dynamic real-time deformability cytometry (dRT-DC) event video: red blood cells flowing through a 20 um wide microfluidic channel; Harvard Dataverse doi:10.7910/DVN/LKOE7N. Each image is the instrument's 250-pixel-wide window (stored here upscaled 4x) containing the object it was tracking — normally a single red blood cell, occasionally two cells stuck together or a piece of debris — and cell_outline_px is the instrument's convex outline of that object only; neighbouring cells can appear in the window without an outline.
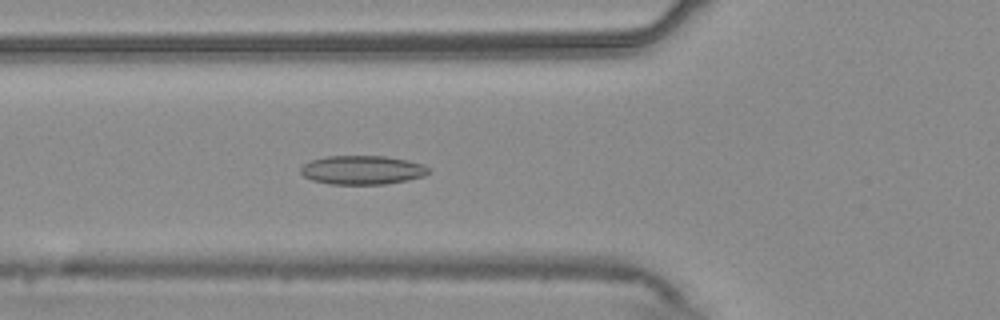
{"species": "common noctule bat (a hibernating species)", "species_latin": "Nyctalus noctula", "temperature_condition": "warm", "stored_images_in_passage": 55, "camera_frame_rate_fps": 3000, "um_per_image_px": 0.085, "animal": {"sex": "male", "body_mass_g": 20.4}, "frame": {"image": 1, "passage_image": 20, "time_ms": 6.333, "image_size_px": [1000, 320], "cell_outline_px": [[428, 172], [424, 176], [408, 180], [384, 184], [328, 184], [312, 180], [304, 176], [300, 172], [300, 168], [304, 164], [312, 160], [328, 156], [384, 156], [408, 160], [424, 164], [428, 168]], "centroid_in_image_um": [30.79, 14.45], "position_along_channel_um": 95.0, "area_um2": 21.5}}
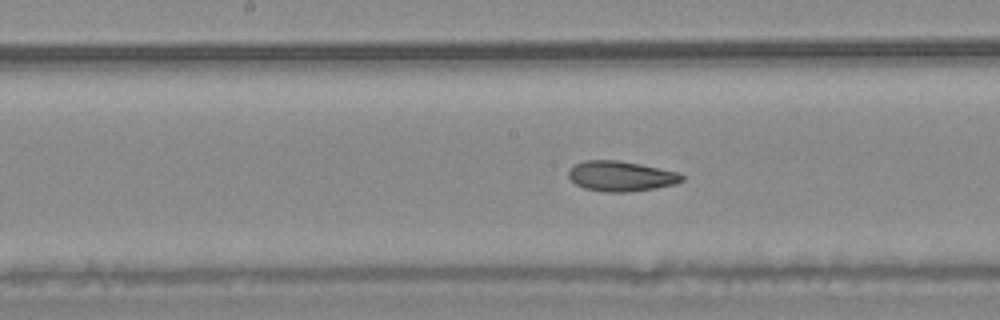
{"frame": {"image": 2, "passage_image": 28, "time_ms": 9.0, "image_size_px": [1000, 320], "cell_outline_px": [[684, 180], [676, 184], [656, 188], [628, 192], [604, 192], [584, 188], [576, 184], [568, 176], [568, 168], [572, 164], [584, 160], [620, 160], [680, 172], [684, 176]], "centroid_in_image_um": [52.77, 14.96], "position_along_channel_um": 195.4, "area_um2": 20.29}}
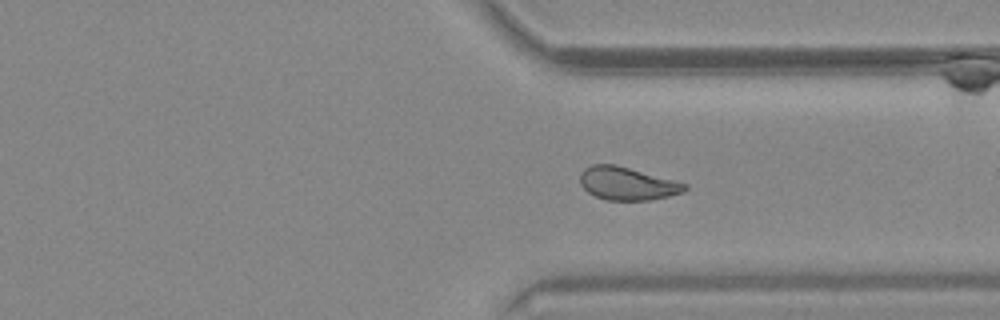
{"frame": {"image": 3, "passage_image": 41, "time_ms": 13.333, "image_size_px": [1000, 320], "cell_outline_px": [[688, 188], [684, 192], [668, 196], [648, 200], [608, 200], [596, 196], [588, 192], [580, 184], [580, 172], [584, 168], [592, 164], [616, 164], [688, 184]], "centroid_in_image_um": [53.3, 15.59], "position_along_channel_um": 358.1, "area_um2": 20.11}}